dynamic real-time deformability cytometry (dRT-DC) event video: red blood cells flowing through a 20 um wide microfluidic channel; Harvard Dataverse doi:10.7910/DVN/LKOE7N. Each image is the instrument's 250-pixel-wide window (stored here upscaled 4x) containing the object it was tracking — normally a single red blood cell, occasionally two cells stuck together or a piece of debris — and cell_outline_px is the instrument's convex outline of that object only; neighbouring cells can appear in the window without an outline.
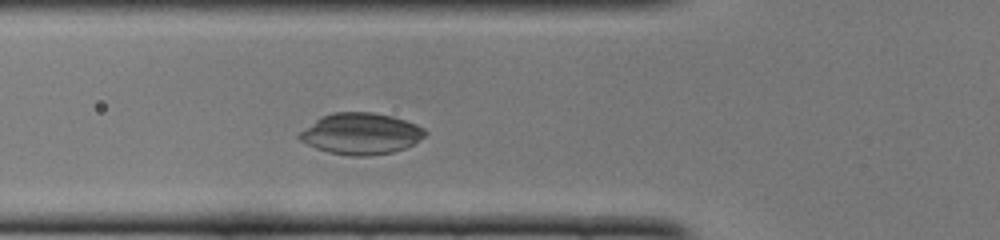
{"species": "common noctule bat (a hibernating species)", "species_latin": "Nyctalus noctula", "temperature_condition": "cold", "stored_images_in_passage": 37, "camera_frame_rate_fps": 3000, "um_per_image_px": 0.085, "animal": {"sex": "female", "body_mass_g": 22.0, "forearm_length_mm": 56.7}, "frame": {"image": 1, "passage_image": 9, "time_ms": 2.667, "image_size_px": [1000, 240], "cell_outline_px": [[428, 132], [424, 136], [412, 144], [404, 148], [392, 152], [364, 156], [352, 156], [328, 152], [316, 148], [300, 140], [296, 136], [300, 132], [320, 116], [332, 112], [372, 112], [392, 116], [416, 124], [424, 128]], "centroid_in_image_um": [30.66, 11.35], "position_along_channel_um": 95.1, "area_um2": 30.11}}
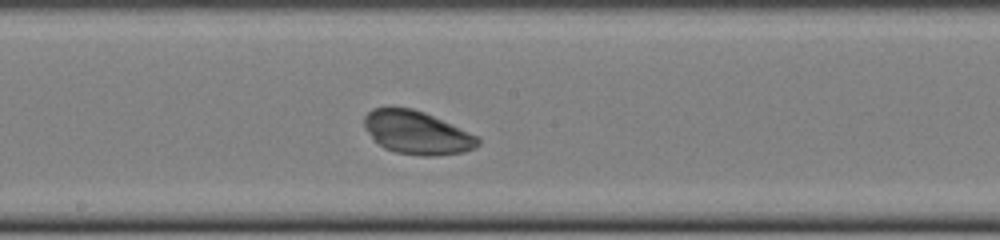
{"frame": {"image": 2, "passage_image": 18, "time_ms": 5.667, "image_size_px": [1000, 240], "cell_outline_px": [[480, 144], [476, 148], [464, 152], [436, 156], [424, 156], [396, 152], [384, 148], [364, 128], [364, 116], [372, 108], [412, 108], [424, 112], [476, 136], [480, 140]], "centroid_in_image_um": [35.44, 11.29], "position_along_channel_um": 212.8, "area_um2": 28.21}}
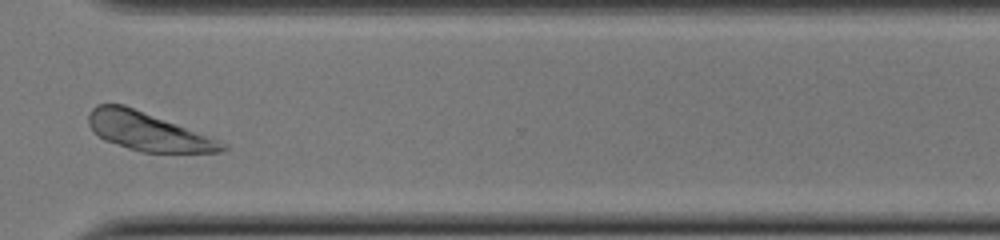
{"frame": {"image": 3, "passage_image": 29, "time_ms": 9.333, "image_size_px": [1000, 240], "cell_outline_px": [[228, 148], [224, 152], [140, 152], [104, 140], [92, 132], [88, 124], [88, 112], [96, 104], [124, 104], [212, 136], [228, 144]], "centroid_in_image_um": [12.58, 11.17], "position_along_channel_um": 358.0, "area_um2": 30.29}, "authors_computed_cell_mechanics": {"area_um2": 28.7844, "velocity_mm_per_s": 3.9362, "shape_relaxation_time_tau1_ms": 1.1208, "shape_relaxation_time_tau2_ms": null, "deformation_change_tau1": 0.0584, "deformation_change_tau2": null}}